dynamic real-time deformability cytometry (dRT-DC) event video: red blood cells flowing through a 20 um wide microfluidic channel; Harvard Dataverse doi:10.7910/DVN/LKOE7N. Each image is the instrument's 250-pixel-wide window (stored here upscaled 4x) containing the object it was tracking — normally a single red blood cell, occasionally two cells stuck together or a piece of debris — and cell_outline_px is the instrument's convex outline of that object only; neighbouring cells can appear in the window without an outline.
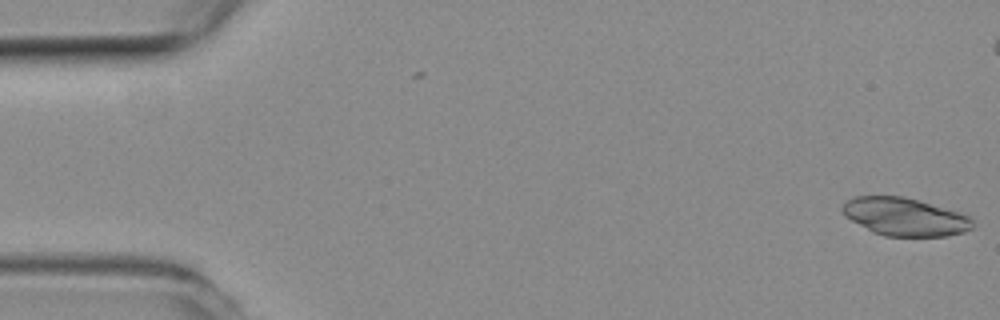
{"species": "common noctule bat (a hibernating species)", "species_latin": "Nyctalus noctula", "temperature_condition": "room temperature", "stored_images_in_passage": 3, "camera_frame_rate_fps": 3000, "um_per_image_px": 0.085, "animal": {"sex": "female", "body_mass_g": 19.3, "forearm_length_mm": 54.1}, "frame": {"image": 1, "passage_image": 3, "time_ms": 0.667, "image_size_px": [1000, 320], "cell_outline_px": [[972, 228], [964, 232], [948, 236], [884, 236], [872, 232], [844, 216], [840, 208], [848, 200], [856, 196], [904, 196], [960, 212], [972, 216]], "centroid_in_image_um": [76.91, 18.43], "position_along_channel_um": 8.1, "area_um2": 28.9}}